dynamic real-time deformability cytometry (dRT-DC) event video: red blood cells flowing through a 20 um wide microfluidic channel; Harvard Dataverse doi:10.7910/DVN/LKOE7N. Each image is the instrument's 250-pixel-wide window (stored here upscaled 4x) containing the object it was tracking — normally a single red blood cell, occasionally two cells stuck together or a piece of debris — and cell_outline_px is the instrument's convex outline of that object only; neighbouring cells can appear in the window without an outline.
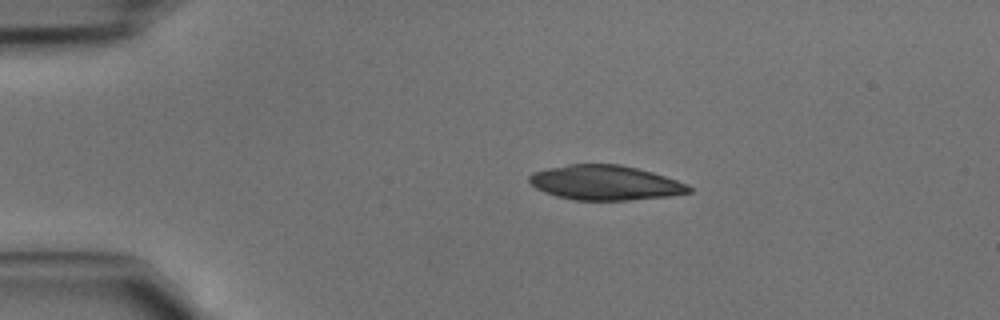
{"species": "common noctule bat (a hibernating species)", "species_latin": "Nyctalus noctula", "temperature_condition": "cold", "stored_images_in_passage": 37, "camera_frame_rate_fps": 3000, "um_per_image_px": 0.085, "animal": {"sex": "male", "body_mass_g": 15.6}, "frame": {"image": 1, "passage_image": 1, "time_ms": 0.0, "image_size_px": [1000, 320], "cell_outline_px": [[692, 192], [668, 196], [628, 200], [572, 200], [556, 196], [544, 192], [536, 188], [528, 180], [528, 176], [532, 172], [548, 168], [568, 164], [620, 164], [652, 172], [688, 184], [692, 188]], "centroid_in_image_um": [51.42, 15.53], "position_along_channel_um": 33.6, "area_um2": 32.31}}
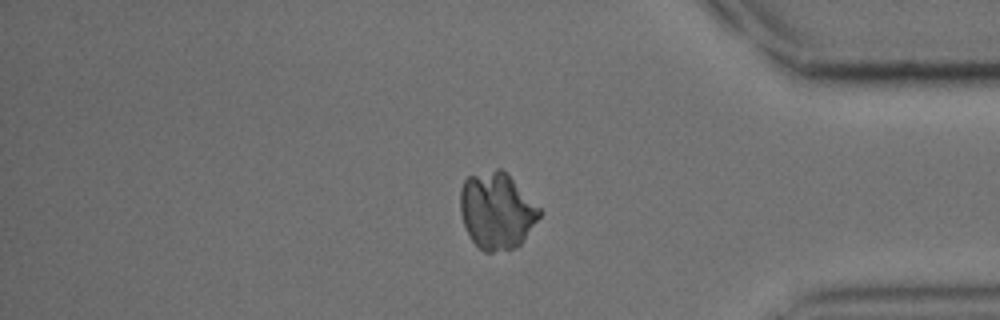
{"frame": {"image": 2, "passage_image": 30, "time_ms": 9.667, "image_size_px": [1000, 320], "cell_outline_px": [[544, 212], [520, 244], [512, 248], [492, 252], [484, 252], [472, 240], [464, 224], [460, 212], [460, 188], [464, 180], [468, 176], [496, 168], [500, 168]], "centroid_in_image_um": [42.21, 17.91], "position_along_channel_um": 393.0, "area_um2": 34.97}}
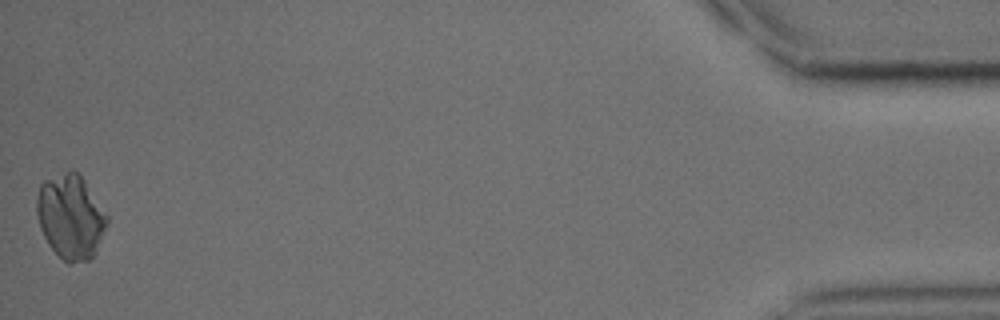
{"frame": {"image": 3, "passage_image": 37, "time_ms": 12.0, "image_size_px": [1000, 320], "cell_outline_px": [[108, 220], [96, 252], [88, 260], [72, 264], [68, 264], [48, 244], [40, 228], [36, 212], [36, 196], [40, 184], [44, 180], [72, 168], [84, 180], [108, 216]], "centroid_in_image_um": [5.98, 18.41], "position_along_channel_um": 429.2, "area_um2": 34.51}}